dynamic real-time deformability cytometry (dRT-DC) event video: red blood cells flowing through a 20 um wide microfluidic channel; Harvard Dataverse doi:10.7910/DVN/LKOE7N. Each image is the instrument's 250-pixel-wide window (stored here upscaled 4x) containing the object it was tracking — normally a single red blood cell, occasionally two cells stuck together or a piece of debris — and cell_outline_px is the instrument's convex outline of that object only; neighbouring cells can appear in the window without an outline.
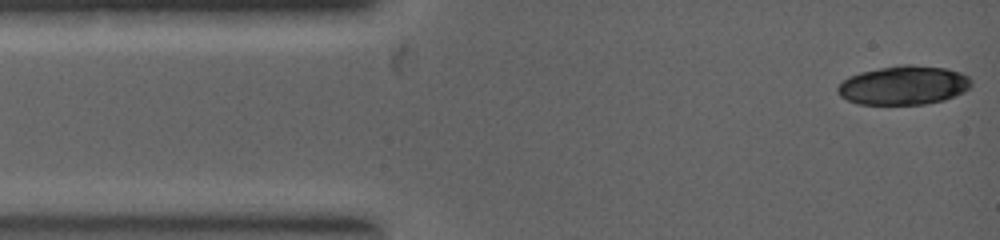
{"species": "common noctule bat (a hibernating species)", "species_latin": "Nyctalus noctula", "temperature_condition": "warm", "stored_images_in_passage": 5, "camera_frame_rate_fps": 5000, "um_per_image_px": 0.085, "animal": {"sex": "female", "body_mass_g": 19.0, "forearm_length_mm": 53.3}, "frame": {"image": 1, "passage_image": 1, "time_ms": 0.0, "image_size_px": [1000, 240], "cell_outline_px": [[972, 84], [964, 92], [944, 100], [924, 104], [860, 104], [848, 100], [840, 96], [836, 92], [836, 88], [848, 76], [860, 72], [880, 68], [904, 64], [912, 64], [944, 68], [960, 72], [968, 76], [972, 80]], "centroid_in_image_um": [76.81, 7.24], "position_along_channel_um": 8.2, "area_um2": 30.35}}